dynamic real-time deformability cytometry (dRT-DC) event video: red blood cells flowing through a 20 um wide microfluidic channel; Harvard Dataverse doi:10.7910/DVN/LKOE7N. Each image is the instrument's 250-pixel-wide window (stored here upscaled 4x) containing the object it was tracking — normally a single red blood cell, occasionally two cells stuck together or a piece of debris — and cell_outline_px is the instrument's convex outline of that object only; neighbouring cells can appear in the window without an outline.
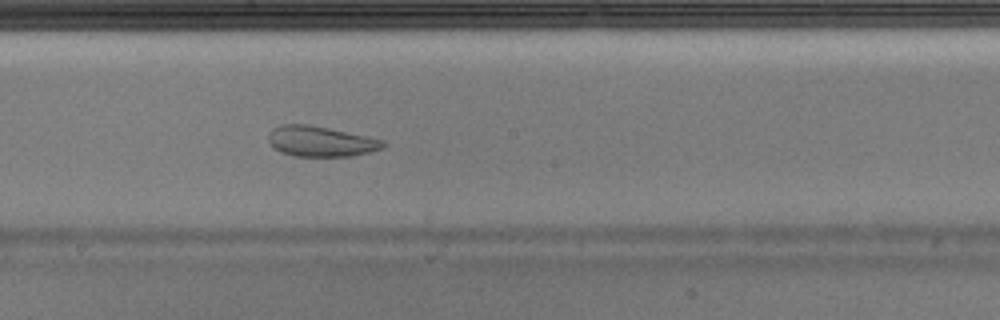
{"species": "Egyptian fruit bat (a non-hibernating species)", "species_latin": "Rousettus aegyptiacus", "temperature_condition": "warm", "stored_images_in_passage": 26, "camera_frame_rate_fps": 3000, "um_per_image_px": 0.085, "animal": {"sex": "male"}, "frame": {"image": 1, "passage_image": 18, "time_ms": 5.667, "image_size_px": [1000, 320], "cell_outline_px": [[388, 144], [384, 148], [352, 156], [292, 156], [280, 152], [268, 140], [268, 136], [272, 128], [280, 124], [308, 124], [368, 136], [384, 140]], "centroid_in_image_um": [27.28, 12.01], "position_along_channel_um": 220.9, "area_um2": 20.4}}